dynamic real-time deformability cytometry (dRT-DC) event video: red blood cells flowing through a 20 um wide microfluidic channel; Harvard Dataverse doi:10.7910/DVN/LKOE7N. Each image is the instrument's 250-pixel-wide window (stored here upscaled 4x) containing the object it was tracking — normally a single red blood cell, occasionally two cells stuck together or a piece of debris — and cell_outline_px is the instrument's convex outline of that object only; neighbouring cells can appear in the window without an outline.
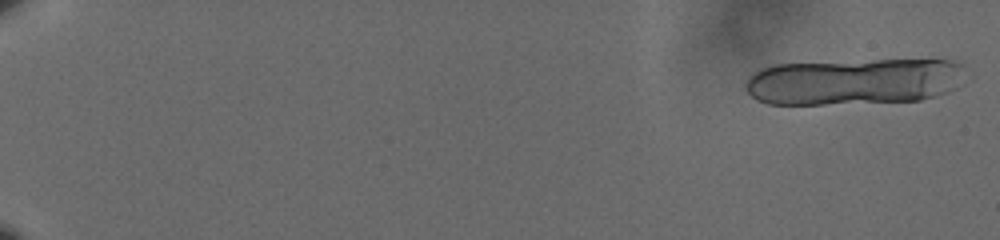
{"species": "human", "species_latin": "Homo sapiens", "temperature_condition": "cold", "stored_images_in_passage": 24, "camera_frame_rate_fps": 3000, "um_per_image_px": 0.085, "donor": {"sex": "male"}, "frame": {"image": 1, "passage_image": 1, "time_ms": 0.0, "image_size_px": [1000, 240], "cell_outline_px": [[960, 64], [956, 88], [948, 92], [936, 96], [920, 100], [824, 104], [768, 104], [756, 100], [744, 88], [744, 80], [752, 72], [760, 68], [776, 64], [876, 60], [952, 60]], "centroid_in_image_um": [72.44, 6.94], "position_along_channel_um": 12.6, "area_um2": 59.3}}